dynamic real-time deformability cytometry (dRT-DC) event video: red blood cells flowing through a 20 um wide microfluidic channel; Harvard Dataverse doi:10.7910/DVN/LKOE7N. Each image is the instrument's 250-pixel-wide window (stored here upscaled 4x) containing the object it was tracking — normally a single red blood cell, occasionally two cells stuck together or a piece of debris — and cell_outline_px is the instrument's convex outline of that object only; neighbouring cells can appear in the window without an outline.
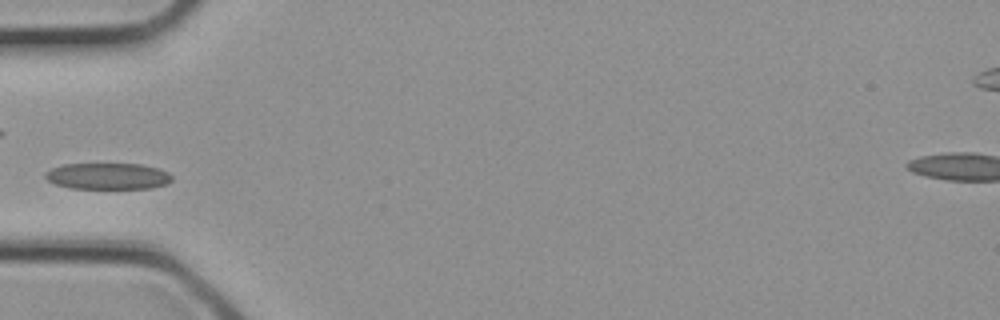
{"species": "common noctule bat (a hibernating species)", "species_latin": "Nyctalus noctula", "temperature_condition": "cold", "stored_images_in_passage": 9, "camera_frame_rate_fps": 3000, "um_per_image_px": 0.085, "animal": {"sex": "female", "body_mass_g": 21.9}, "frame": {"image": 1, "passage_image": 6, "time_ms": 1.667, "image_size_px": [1000, 320], "cell_outline_px": [[172, 180], [168, 184], [152, 188], [72, 188], [56, 184], [48, 180], [44, 176], [44, 172], [52, 168], [64, 164], [140, 164], [160, 168], [168, 172], [172, 176]], "centroid_in_image_um": [9.2, 14.97], "position_along_channel_um": 75.8, "area_um2": 19.48}}
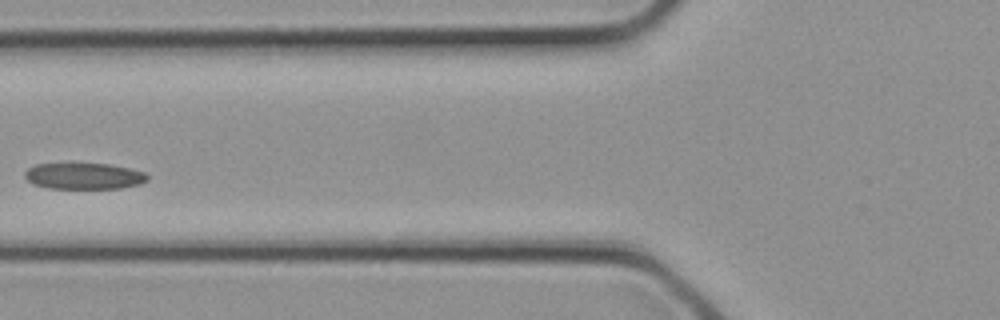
{"frame": {"image": 2, "passage_image": 8, "time_ms": 2.333, "image_size_px": [1000, 320], "cell_outline_px": [[148, 180], [140, 184], [120, 188], [48, 188], [32, 184], [24, 176], [24, 172], [28, 168], [36, 164], [108, 164], [128, 168], [144, 172], [148, 176]], "centroid_in_image_um": [7.12, 14.97], "position_along_channel_um": 118.7, "area_um2": 18.61}}